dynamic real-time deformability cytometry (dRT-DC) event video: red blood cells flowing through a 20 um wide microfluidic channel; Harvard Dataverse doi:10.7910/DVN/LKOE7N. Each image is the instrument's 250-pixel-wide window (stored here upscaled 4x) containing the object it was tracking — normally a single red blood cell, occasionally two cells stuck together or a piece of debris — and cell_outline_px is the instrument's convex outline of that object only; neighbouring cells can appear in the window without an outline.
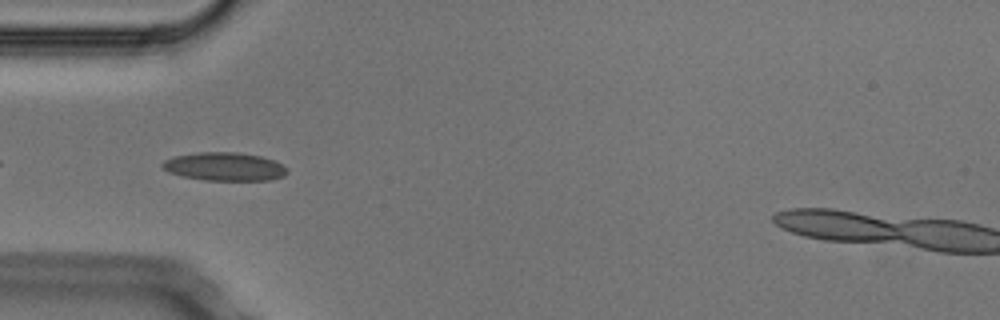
{"species": "Egyptian fruit bat (a non-hibernating species)", "species_latin": "Rousettus aegyptiacus", "temperature_condition": "cold", "stored_images_in_passage": 5, "camera_frame_rate_fps": 3000, "um_per_image_px": 0.085, "animal": {"sex": "male"}, "frame": {"image": 1, "passage_image": 3, "time_ms": 0.667, "image_size_px": [1000, 320], "cell_outline_px": [[288, 172], [284, 176], [272, 180], [204, 180], [184, 176], [168, 172], [160, 164], [164, 160], [176, 156], [200, 152], [236, 152], [260, 156], [272, 160], [288, 168]], "centroid_in_image_um": [19.1, 14.16], "position_along_channel_um": 65.9, "area_um2": 20.46}}
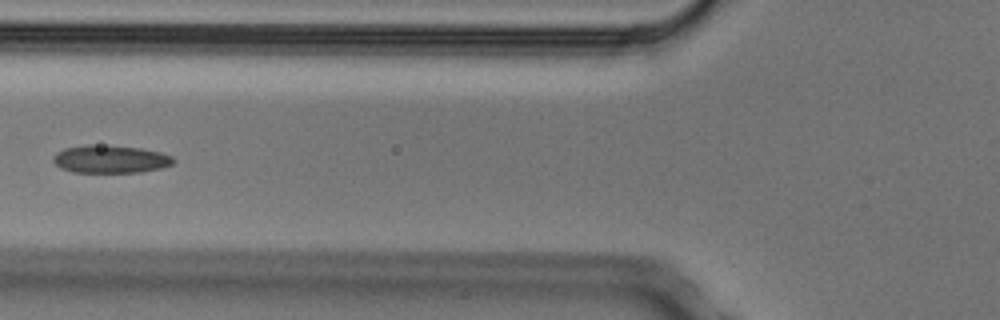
{"frame": {"image": 2, "passage_image": 4, "time_ms": 1.0, "image_size_px": [1000, 320], "cell_outline_px": [[176, 160], [172, 164], [160, 168], [140, 172], [72, 172], [60, 168], [52, 160], [52, 156], [56, 152], [64, 148], [88, 144], [92, 144], [140, 148], [160, 152], [172, 156]], "centroid_in_image_um": [9.35, 13.52], "position_along_channel_um": 116.5, "area_um2": 19.54}}
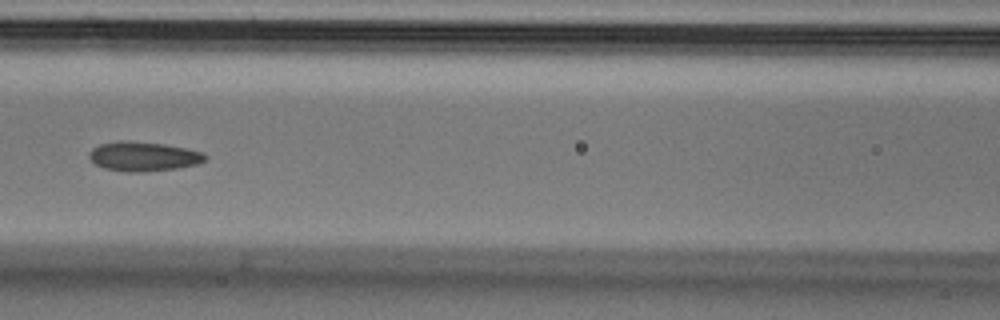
{"frame": {"image": 3, "passage_image": 5, "time_ms": 1.333, "image_size_px": [1000, 320], "cell_outline_px": [[208, 160], [196, 164], [176, 168], [144, 172], [128, 172], [104, 168], [96, 164], [88, 156], [88, 152], [92, 148], [100, 144], [120, 140], [128, 140], [164, 144], [204, 152], [208, 156]], "centroid_in_image_um": [12.2, 13.29], "position_along_channel_um": 154.4, "area_um2": 20.0}}